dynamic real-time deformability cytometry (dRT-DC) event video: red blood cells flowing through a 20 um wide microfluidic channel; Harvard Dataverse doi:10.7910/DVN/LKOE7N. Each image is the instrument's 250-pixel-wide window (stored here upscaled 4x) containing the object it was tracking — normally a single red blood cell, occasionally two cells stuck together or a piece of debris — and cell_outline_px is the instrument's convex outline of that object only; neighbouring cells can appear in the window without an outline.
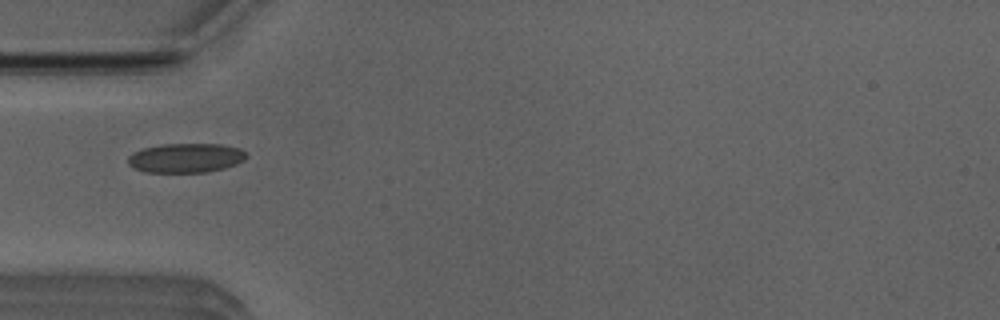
{"species": "Egyptian fruit bat (a non-hibernating species)", "species_latin": "Rousettus aegyptiacus", "temperature_condition": "room temperature", "stored_images_in_passage": 31, "camera_frame_rate_fps": 3000, "um_per_image_px": 0.085, "animal": {"sex": "male"}, "frame": {"image": 1, "passage_image": 1, "time_ms": 0.0, "image_size_px": [1000, 320], "cell_outline_px": [[248, 156], [244, 160], [236, 164], [224, 168], [208, 172], [144, 172], [132, 168], [128, 164], [128, 156], [132, 152], [144, 148], [164, 144], [220, 144], [240, 148]], "centroid_in_image_um": [15.77, 13.43], "position_along_channel_um": 69.2, "area_um2": 20.35}}
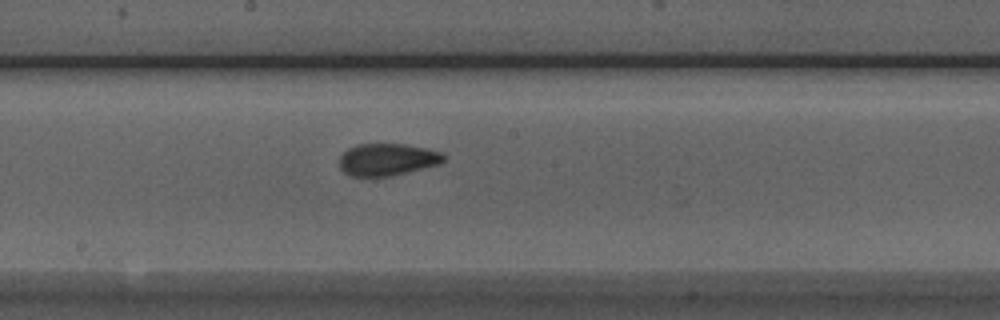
{"frame": {"image": 2, "passage_image": 12, "time_ms": 3.667, "image_size_px": [1000, 320], "cell_outline_px": [[448, 156], [440, 164], [408, 172], [388, 176], [352, 176], [344, 172], [340, 168], [340, 156], [348, 148], [356, 144], [404, 144], [428, 148], [440, 152]], "centroid_in_image_um": [32.95, 13.55], "position_along_channel_um": 215.3, "area_um2": 19.59}}
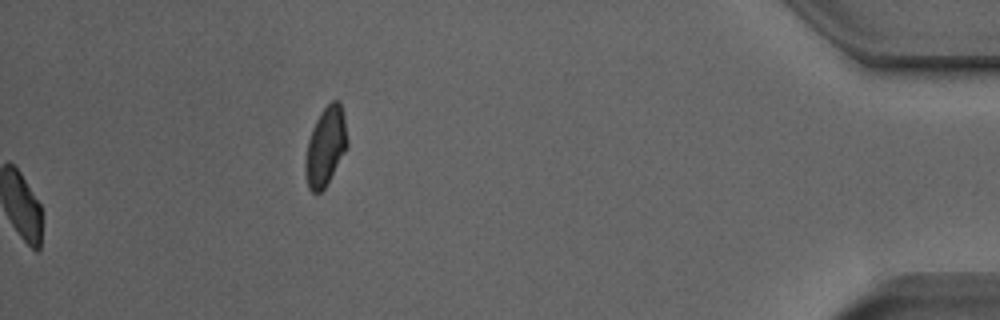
{"frame": {"image": 3, "passage_image": 31, "time_ms": 10.0, "image_size_px": [1000, 320], "cell_outline_px": [[348, 148], [324, 188], [320, 192], [312, 192], [308, 188], [304, 168], [304, 164], [308, 140], [312, 128], [320, 112], [332, 100], [340, 100], [344, 116], [348, 140]], "centroid_in_image_um": [27.68, 12.43], "position_along_channel_um": 407.5, "area_um2": 19.36}, "authors_computed_cell_mechanics": {"area_um2": 19.363, "velocity_mm_per_s": 3.962, "shape_relaxation_time_tau1_ms": 8.9767, "shape_relaxation_time_tau2_ms": 1.0298, "deformation_change_tau1": 0.1692, "deformation_change_tau2": 0.0563}}